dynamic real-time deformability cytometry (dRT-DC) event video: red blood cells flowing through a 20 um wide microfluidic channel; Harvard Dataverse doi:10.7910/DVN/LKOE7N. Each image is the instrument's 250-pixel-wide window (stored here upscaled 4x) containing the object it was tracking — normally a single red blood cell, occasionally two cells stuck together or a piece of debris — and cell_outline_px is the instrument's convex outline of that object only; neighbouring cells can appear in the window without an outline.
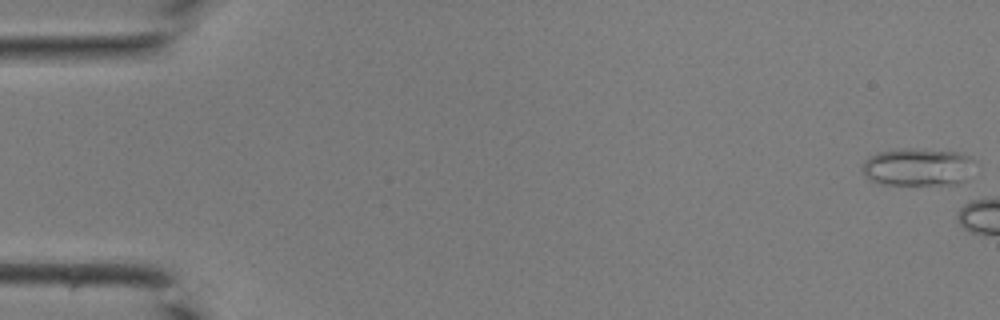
{"species": "common noctule bat (a hibernating species)", "species_latin": "Nyctalus noctula", "temperature_condition": "room temperature", "stored_images_in_passage": 4, "camera_frame_rate_fps": 3000, "um_per_image_px": 0.085, "animal": {"sex": "male", "body_mass_g": 19.0, "forearm_length_mm": 50.8}, "frame": {"image": 1, "passage_image": 1, "time_ms": 0.0, "image_size_px": [1000, 320], "cell_outline_px": [[976, 160], [968, 180], [956, 184], [880, 184], [868, 180], [864, 176], [860, 168], [864, 160], [868, 156], [880, 152], [904, 148], [916, 148], [956, 152], [972, 156]], "centroid_in_image_um": [78.02, 14.19], "position_along_channel_um": 7.0, "area_um2": 25.32}}